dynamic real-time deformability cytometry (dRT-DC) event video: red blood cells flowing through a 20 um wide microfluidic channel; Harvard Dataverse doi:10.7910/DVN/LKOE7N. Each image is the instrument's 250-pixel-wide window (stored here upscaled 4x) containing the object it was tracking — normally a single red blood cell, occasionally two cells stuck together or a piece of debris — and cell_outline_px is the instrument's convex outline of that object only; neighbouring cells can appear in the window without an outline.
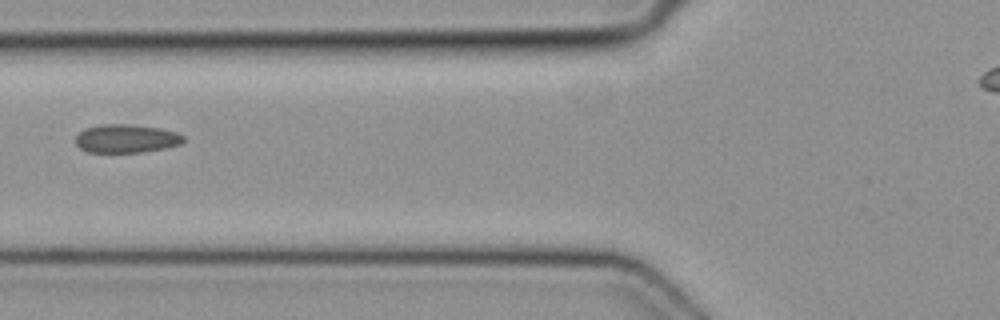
{"species": "common noctule bat (a hibernating species)", "species_latin": "Nyctalus noctula", "temperature_condition": "cold", "stored_images_in_passage": 4, "camera_frame_rate_fps": 3000, "um_per_image_px": 0.085, "animal": {"sex": "female", "body_mass_g": 19.3, "forearm_length_mm": 54.1}, "frame": {"image": 1, "passage_image": 3, "time_ms": 0.667, "image_size_px": [1000, 320], "cell_outline_px": [[184, 140], [180, 144], [164, 148], [140, 152], [88, 152], [80, 148], [76, 144], [76, 136], [84, 128], [104, 124], [128, 124], [160, 128], [176, 132], [184, 136]], "centroid_in_image_um": [10.72, 11.77], "position_along_channel_um": 115.1, "area_um2": 17.74}}
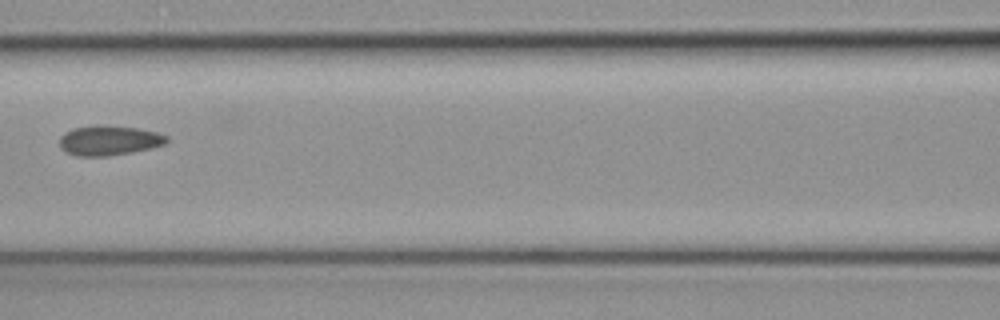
{"frame": {"image": 2, "passage_image": 4, "time_ms": 1.0, "image_size_px": [1000, 320], "cell_outline_px": [[168, 140], [164, 144], [152, 148], [132, 152], [108, 156], [76, 156], [60, 148], [60, 136], [64, 132], [72, 128], [96, 124], [104, 124], [140, 128], [160, 132], [168, 136]], "centroid_in_image_um": [9.28, 11.91], "position_along_channel_um": 157.3, "area_um2": 19.07}}